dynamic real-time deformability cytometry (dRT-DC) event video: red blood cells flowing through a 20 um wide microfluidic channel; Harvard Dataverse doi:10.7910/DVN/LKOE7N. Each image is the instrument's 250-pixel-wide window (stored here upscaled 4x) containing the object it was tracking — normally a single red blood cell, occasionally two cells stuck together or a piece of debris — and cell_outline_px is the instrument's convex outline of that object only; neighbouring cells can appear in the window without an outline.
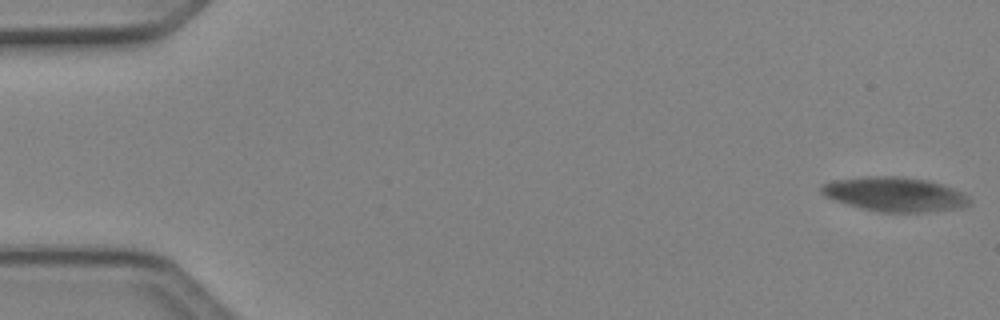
{"species": "Egyptian fruit bat (a non-hibernating species)", "species_latin": "Rousettus aegyptiacus", "temperature_condition": "cold", "stored_images_in_passage": 15, "camera_frame_rate_fps": 3000, "um_per_image_px": 0.085, "animal": {"sex": "female"}, "frame": {"image": 1, "passage_image": 1, "time_ms": 0.0, "image_size_px": [1000, 320], "cell_outline_px": [[972, 204], [964, 208], [924, 212], [884, 212], [864, 208], [848, 204], [824, 196], [820, 192], [820, 184], [832, 180], [864, 176], [904, 176], [928, 180], [944, 184], [964, 192], [972, 200]], "centroid_in_image_um": [76.11, 16.5], "position_along_channel_um": 8.9, "area_um2": 30.11}}
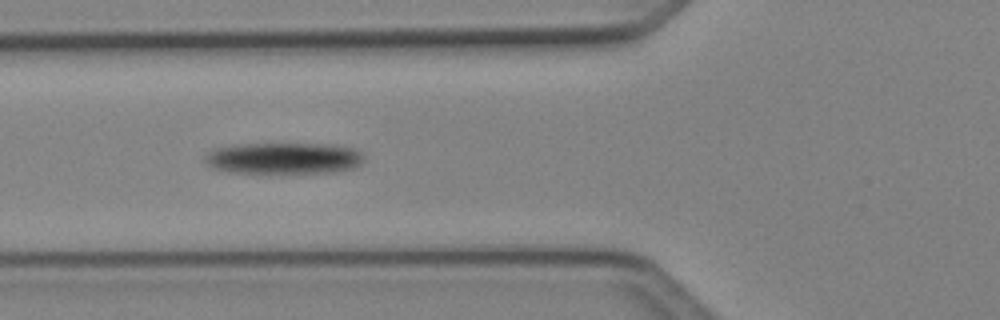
{"frame": {"image": 2, "passage_image": 8, "time_ms": 2.333, "image_size_px": [1000, 320], "cell_outline_px": [[364, 160], [356, 168], [336, 172], [228, 172], [212, 168], [204, 160], [204, 156], [208, 152], [216, 148], [240, 144], [324, 144], [356, 148], [364, 152]], "centroid_in_image_um": [24.17, 13.44], "position_along_channel_um": 101.6, "area_um2": 29.13}}
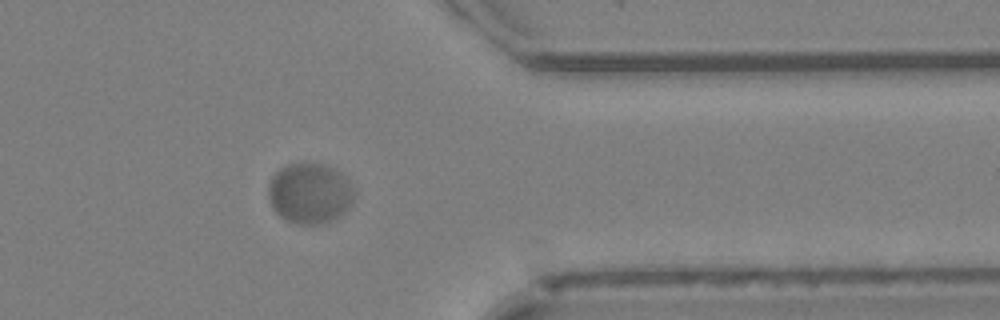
{"frame": {"image": 3, "passage_image": 15, "time_ms": 4.667, "image_size_px": [1000, 320], "cell_outline_px": [[356, 192], [352, 204], [340, 216], [324, 224], [300, 224], [288, 220], [280, 216], [276, 212], [268, 196], [268, 184], [272, 176], [280, 168], [288, 164], [304, 160], [308, 160], [328, 164], [336, 168], [352, 180]], "centroid_in_image_um": [26.4, 16.36], "position_along_channel_um": 385.0, "area_um2": 31.44}}